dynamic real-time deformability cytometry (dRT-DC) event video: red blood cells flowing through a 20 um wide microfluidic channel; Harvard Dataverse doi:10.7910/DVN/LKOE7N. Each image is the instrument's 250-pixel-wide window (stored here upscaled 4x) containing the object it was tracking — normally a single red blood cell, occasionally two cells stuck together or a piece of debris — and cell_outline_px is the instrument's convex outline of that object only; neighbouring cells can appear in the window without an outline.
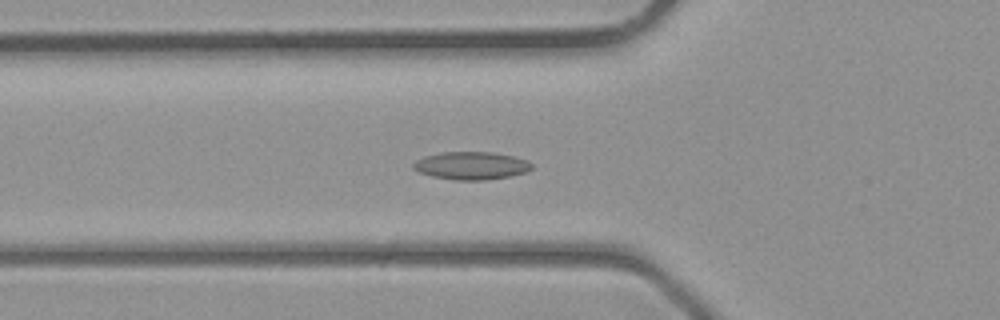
{"species": "common noctule bat (a hibernating species)", "species_latin": "Nyctalus noctula", "temperature_condition": "room temperature", "stored_images_in_passage": 37, "camera_frame_rate_fps": 3000, "um_per_image_px": 0.085, "animal": {"sex": "male", "body_mass_g": 23.1, "forearm_length_mm": 52.7}, "frame": {"image": 1, "passage_image": 12, "time_ms": 3.667, "image_size_px": [1000, 320], "cell_outline_px": [[532, 168], [528, 172], [512, 176], [484, 180], [456, 180], [432, 176], [420, 172], [412, 168], [412, 164], [416, 160], [424, 156], [440, 152], [496, 152], [516, 156], [528, 160], [532, 164]], "centroid_in_image_um": [40.1, 14.07], "position_along_channel_um": 85.7, "area_um2": 19.48}}
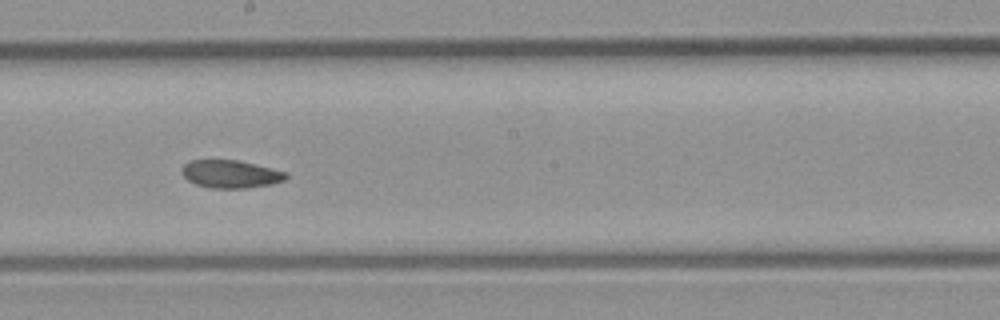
{"frame": {"image": 2, "passage_image": 20, "time_ms": 6.333, "image_size_px": [1000, 320], "cell_outline_px": [[288, 176], [284, 180], [272, 184], [248, 188], [208, 188], [196, 184], [188, 180], [180, 172], [180, 168], [184, 164], [192, 160], [236, 160], [288, 172]], "centroid_in_image_um": [19.58, 14.8], "position_along_channel_um": 228.6, "area_um2": 16.94}}
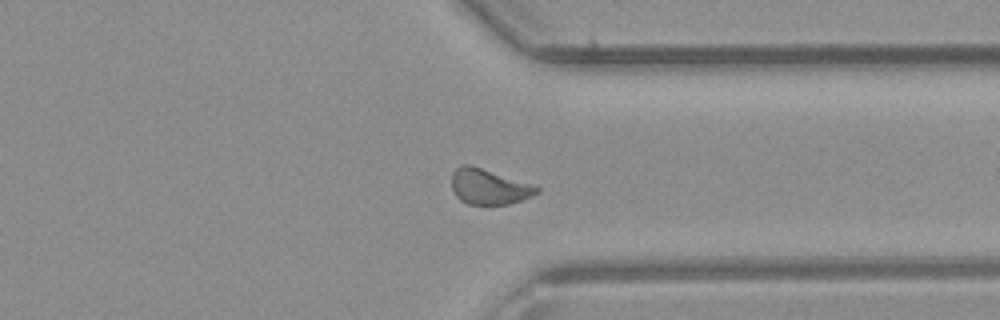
{"frame": {"image": 3, "passage_image": 28, "time_ms": 9.0, "image_size_px": [1000, 320], "cell_outline_px": [[540, 192], [532, 196], [508, 204], [468, 204], [460, 200], [456, 196], [452, 188], [452, 172], [460, 164], [472, 164], [536, 184], [540, 188]], "centroid_in_image_um": [41.59, 15.83], "position_along_channel_um": 369.8, "area_um2": 18.03}}